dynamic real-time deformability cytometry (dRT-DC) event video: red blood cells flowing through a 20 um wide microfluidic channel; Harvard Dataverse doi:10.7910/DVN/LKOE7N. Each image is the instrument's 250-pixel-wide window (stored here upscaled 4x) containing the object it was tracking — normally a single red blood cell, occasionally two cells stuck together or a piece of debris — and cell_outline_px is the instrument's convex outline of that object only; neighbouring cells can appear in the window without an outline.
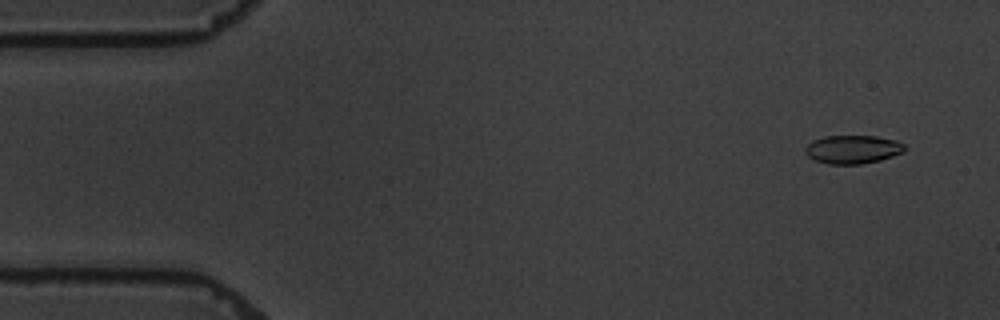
{"species": "common noctule bat (a hibernating species)", "species_latin": "Nyctalus noctula", "temperature_condition": "warm", "stored_images_in_passage": 5, "camera_frame_rate_fps": 3000, "um_per_image_px": 0.085, "animal": {"sex": "male", "body_mass_g": 19.5, "forearm_length_mm": 54.6}, "frame": {"image": 1, "passage_image": 2, "time_ms": 1.0, "image_size_px": [1000, 320], "cell_outline_px": [[904, 152], [880, 160], [860, 164], [828, 164], [816, 160], [808, 156], [804, 152], [804, 148], [812, 140], [824, 136], [876, 136], [896, 140], [904, 144]], "centroid_in_image_um": [72.46, 12.69], "position_along_channel_um": 12.5, "area_um2": 16.47}}
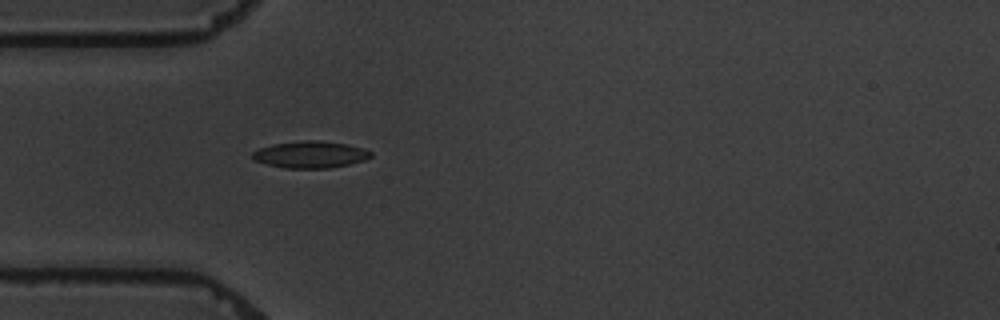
{"frame": {"image": 2, "passage_image": 5, "time_ms": 5.333, "image_size_px": [1000, 320], "cell_outline_px": [[372, 156], [364, 160], [348, 164], [328, 168], [284, 168], [252, 160], [252, 152], [260, 148], [272, 144], [304, 140], [316, 140], [348, 144], [364, 148], [372, 152]], "centroid_in_image_um": [26.38, 13.13], "position_along_channel_um": 58.6, "area_um2": 18.5}}